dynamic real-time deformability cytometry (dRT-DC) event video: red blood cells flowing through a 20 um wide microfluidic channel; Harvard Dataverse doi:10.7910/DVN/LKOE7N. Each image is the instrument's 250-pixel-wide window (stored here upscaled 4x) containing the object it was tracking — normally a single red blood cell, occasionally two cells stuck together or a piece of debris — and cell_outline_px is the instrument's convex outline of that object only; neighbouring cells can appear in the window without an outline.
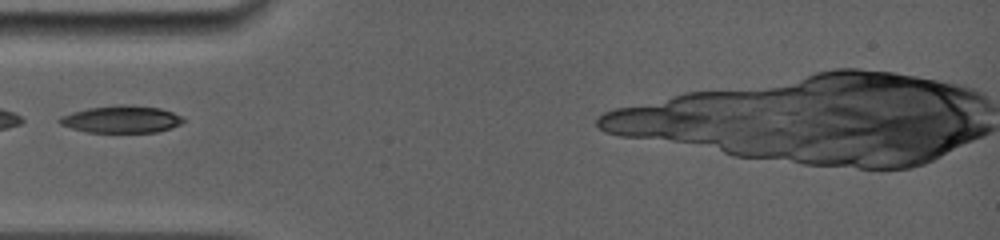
{"species": "common noctule bat (a hibernating species)", "species_latin": "Nyctalus noctula", "temperature_condition": "room temperature", "stored_images_in_passage": 11, "camera_frame_rate_fps": 5000, "um_per_image_px": 0.085, "animal": {"sex": "female", "body_mass_g": 19.0, "forearm_length_mm": 56.7}, "frame": {"image": 1, "passage_image": 1, "time_ms": 0.0, "image_size_px": [1000, 240], "cell_outline_px": [[184, 120], [180, 124], [172, 128], [156, 132], [84, 132], [60, 124], [56, 120], [60, 116], [72, 112], [88, 108], [120, 104], [128, 104], [160, 108], [172, 112], [180, 116]], "centroid_in_image_um": [10.29, 10.13], "position_along_channel_um": 74.7, "area_um2": 19.65}}
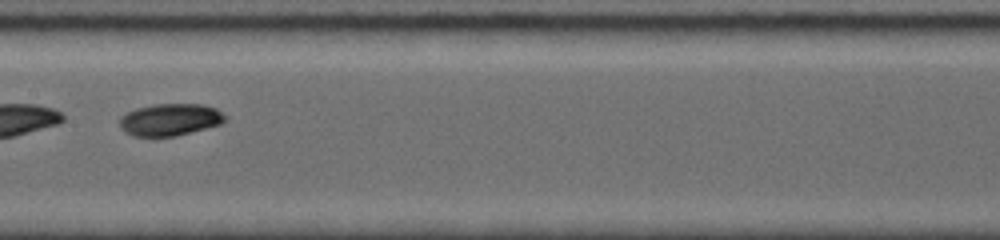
{"frame": {"image": 2, "passage_image": 4, "time_ms": 3.0, "image_size_px": [1000, 240], "cell_outline_px": [[228, 120], [220, 124], [176, 136], [132, 136], [120, 128], [120, 116], [136, 108], [156, 104], [204, 104], [216, 108]], "centroid_in_image_um": [14.45, 10.16], "position_along_channel_um": 193.0, "area_um2": 19.65}}
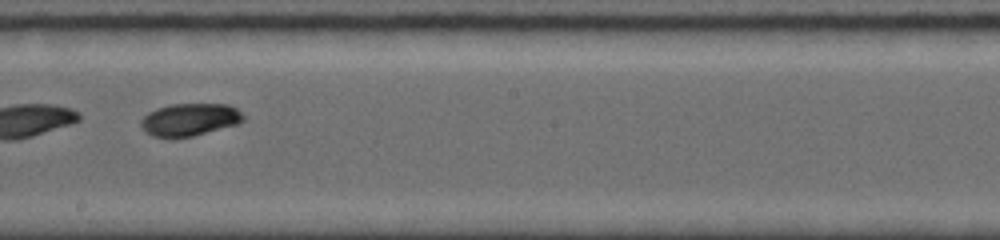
{"frame": {"image": 3, "passage_image": 5, "time_ms": 4.0, "image_size_px": [1000, 240], "cell_outline_px": [[244, 120], [236, 124], [192, 136], [172, 140], [152, 136], [144, 132], [140, 124], [140, 120], [148, 112], [156, 108], [172, 104], [228, 104], [236, 108], [244, 116]], "centroid_in_image_um": [16.05, 10.19], "position_along_channel_um": 232.1, "area_um2": 19.71}}